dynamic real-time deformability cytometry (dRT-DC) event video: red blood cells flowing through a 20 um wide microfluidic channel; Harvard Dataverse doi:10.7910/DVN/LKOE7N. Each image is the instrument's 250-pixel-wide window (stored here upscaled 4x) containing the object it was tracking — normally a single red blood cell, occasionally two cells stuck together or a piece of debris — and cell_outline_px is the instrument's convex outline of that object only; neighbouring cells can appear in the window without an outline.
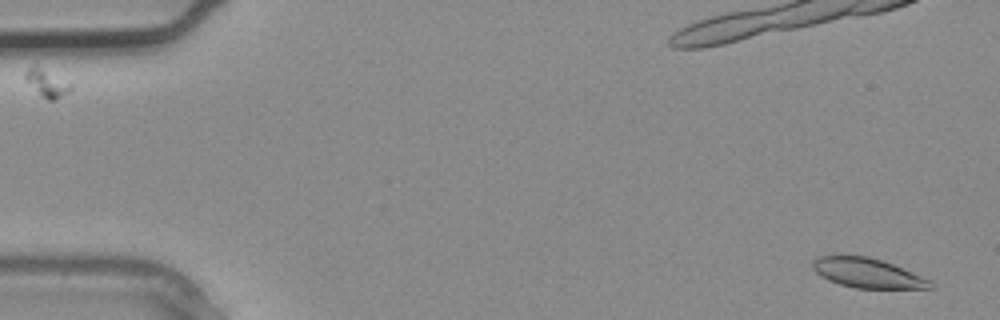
{"species": "common noctule bat (a hibernating species)", "species_latin": "Nyctalus noctula", "temperature_condition": "warm", "stored_images_in_passage": 4, "camera_frame_rate_fps": 3000, "um_per_image_px": 0.085, "animal": {"sex": "male", "body_mass_g": 20.4}, "frame": {"image": 1, "passage_image": 1, "time_ms": 0.0, "image_size_px": [1000, 320], "cell_outline_px": [[936, 288], [856, 288], [840, 284], [828, 280], [820, 276], [812, 268], [812, 260], [816, 256], [868, 256], [892, 264], [932, 280]], "centroid_in_image_um": [73.73, 23.21], "position_along_channel_um": 11.3, "area_um2": 20.23}}
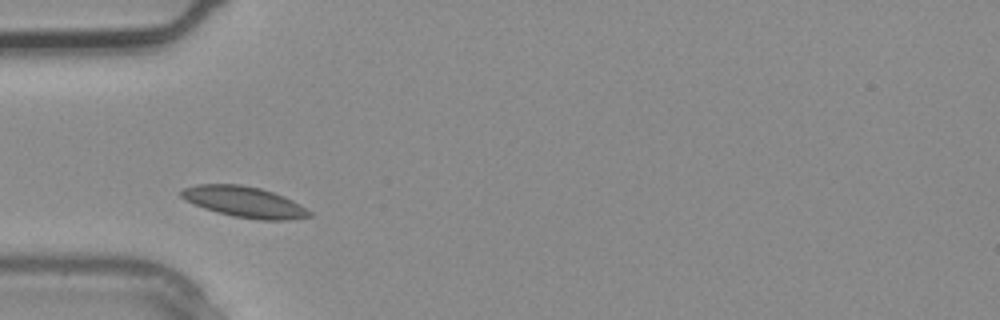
{"frame": {"image": 2, "passage_image": 4, "time_ms": 1.0, "image_size_px": [1000, 320], "cell_outline_px": [[312, 216], [288, 220], [260, 220], [236, 216], [216, 212], [204, 208], [184, 200], [180, 196], [180, 192], [184, 188], [196, 184], [240, 184], [260, 188], [284, 196], [300, 204], [312, 212]], "centroid_in_image_um": [20.77, 17.16], "position_along_channel_um": 64.2, "area_um2": 23.0}}